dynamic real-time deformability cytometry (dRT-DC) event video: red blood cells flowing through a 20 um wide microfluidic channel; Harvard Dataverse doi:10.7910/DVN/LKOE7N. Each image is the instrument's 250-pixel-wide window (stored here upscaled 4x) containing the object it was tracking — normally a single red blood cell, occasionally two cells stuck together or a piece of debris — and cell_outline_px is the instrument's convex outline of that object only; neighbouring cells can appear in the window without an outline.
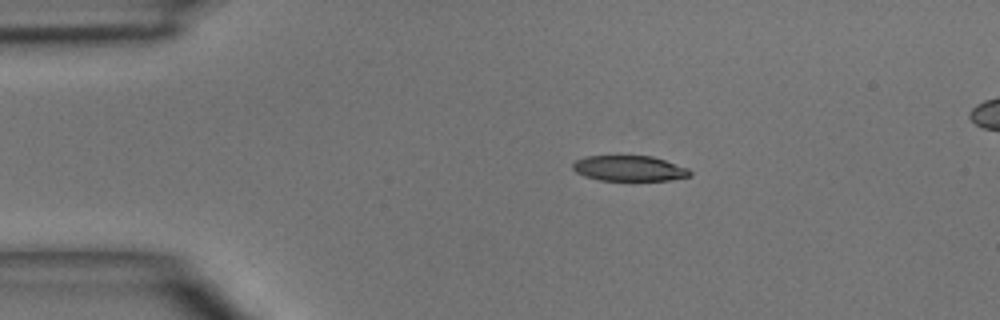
{"species": "common noctule bat (a hibernating species)", "species_latin": "Nyctalus noctula", "temperature_condition": "room temperature", "stored_images_in_passage": 3, "segment_of_instrument_passage": [1, 2], "camera_frame_rate_fps": 3000, "um_per_image_px": 0.085, "animal": {"sex": "male", "body_mass_g": 15.6}, "frame": {"image": 1, "passage_image": 1, "time_ms": 0.0, "image_size_px": [1000, 320], "cell_outline_px": [[692, 176], [668, 180], [600, 180], [584, 176], [576, 172], [572, 168], [572, 164], [576, 160], [584, 156], [652, 156], [688, 168], [692, 172]], "centroid_in_image_um": [53.48, 14.31], "position_along_channel_um": 31.5, "area_um2": 17.34}}